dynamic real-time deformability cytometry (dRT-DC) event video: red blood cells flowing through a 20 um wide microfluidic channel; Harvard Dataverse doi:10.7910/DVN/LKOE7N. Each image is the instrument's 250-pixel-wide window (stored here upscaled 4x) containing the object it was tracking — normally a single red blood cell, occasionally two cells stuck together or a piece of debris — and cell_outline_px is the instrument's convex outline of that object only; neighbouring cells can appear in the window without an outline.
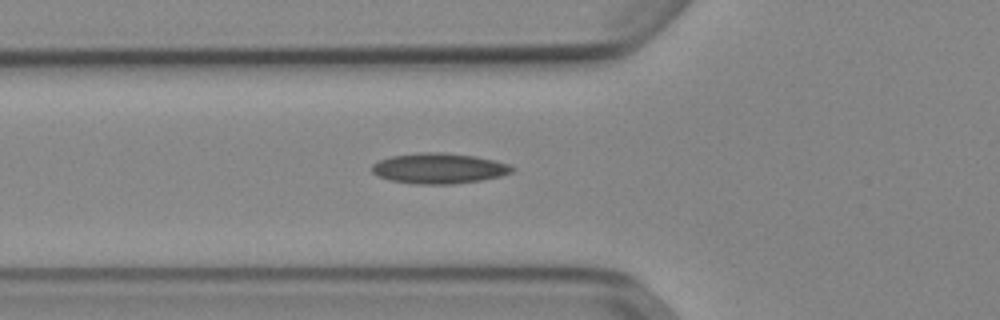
{"species": "Egyptian fruit bat (a non-hibernating species)", "species_latin": "Rousettus aegyptiacus", "temperature_condition": "cold", "stored_images_in_passage": 34, "camera_frame_rate_fps": 3000, "um_per_image_px": 0.085, "animal": {"sex": "female"}, "frame": {"image": 1, "passage_image": 2, "time_ms": 0.333, "image_size_px": [1000, 320], "cell_outline_px": [[516, 168], [512, 172], [500, 176], [480, 180], [452, 184], [420, 184], [388, 180], [372, 172], [372, 164], [380, 160], [392, 156], [424, 152], [440, 152], [476, 156], [508, 164]], "centroid_in_image_um": [37.32, 14.31], "position_along_channel_um": 88.5, "area_um2": 24.62}}
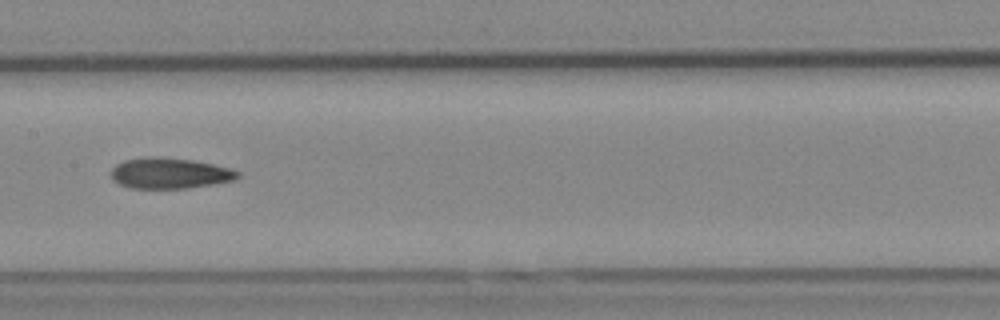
{"frame": {"image": 2, "passage_image": 10, "time_ms": 3.0, "image_size_px": [1000, 320], "cell_outline_px": [[240, 176], [236, 180], [188, 188], [128, 188], [112, 180], [112, 168], [116, 164], [124, 160], [148, 156], [156, 156], [192, 160], [232, 168], [240, 172]], "centroid_in_image_um": [14.44, 14.72], "position_along_channel_um": 193.0, "area_um2": 22.83}}
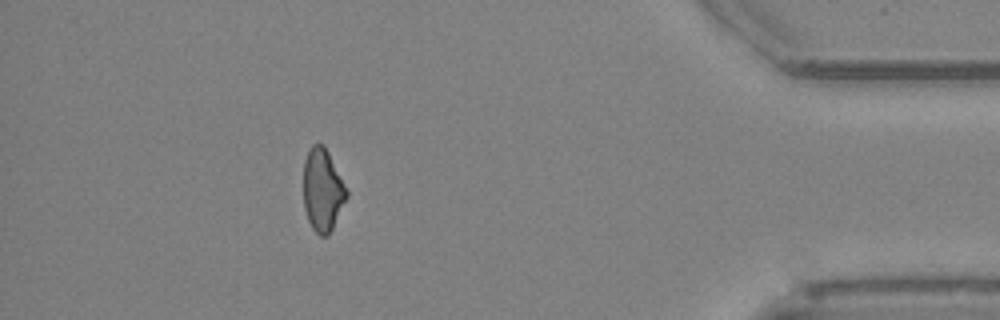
{"frame": {"image": 3, "passage_image": 30, "time_ms": 9.667, "image_size_px": [1000, 320], "cell_outline_px": [[348, 196], [328, 236], [320, 236], [312, 228], [308, 220], [304, 208], [304, 160], [312, 144], [324, 144], [348, 192]], "centroid_in_image_um": [27.41, 16.16], "position_along_channel_um": 407.8, "area_um2": 20.52}}